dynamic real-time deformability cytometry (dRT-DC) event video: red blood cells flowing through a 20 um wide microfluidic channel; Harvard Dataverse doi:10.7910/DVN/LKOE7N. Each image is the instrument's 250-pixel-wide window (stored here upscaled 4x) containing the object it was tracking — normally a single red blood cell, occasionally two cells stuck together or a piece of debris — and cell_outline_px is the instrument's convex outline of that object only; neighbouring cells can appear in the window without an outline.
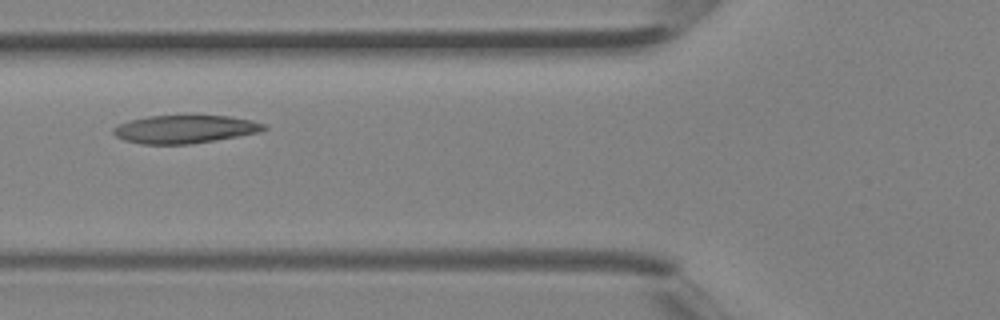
{"species": "Egyptian fruit bat (a non-hibernating species)", "species_latin": "Rousettus aegyptiacus", "temperature_condition": "room temperature", "stored_images_in_passage": 2, "camera_frame_rate_fps": 3000, "um_per_image_px": 0.085, "animal": {"sex": "female"}, "frame": {"image": 1, "passage_image": 2, "time_ms": 0.333, "image_size_px": [1000, 320], "cell_outline_px": [[268, 128], [260, 132], [216, 140], [192, 144], [144, 144], [124, 140], [116, 136], [112, 132], [112, 128], [128, 120], [148, 116], [228, 116], [252, 120], [264, 124]], "centroid_in_image_um": [15.71, 10.98], "position_along_channel_um": 110.1, "area_um2": 24.57}}